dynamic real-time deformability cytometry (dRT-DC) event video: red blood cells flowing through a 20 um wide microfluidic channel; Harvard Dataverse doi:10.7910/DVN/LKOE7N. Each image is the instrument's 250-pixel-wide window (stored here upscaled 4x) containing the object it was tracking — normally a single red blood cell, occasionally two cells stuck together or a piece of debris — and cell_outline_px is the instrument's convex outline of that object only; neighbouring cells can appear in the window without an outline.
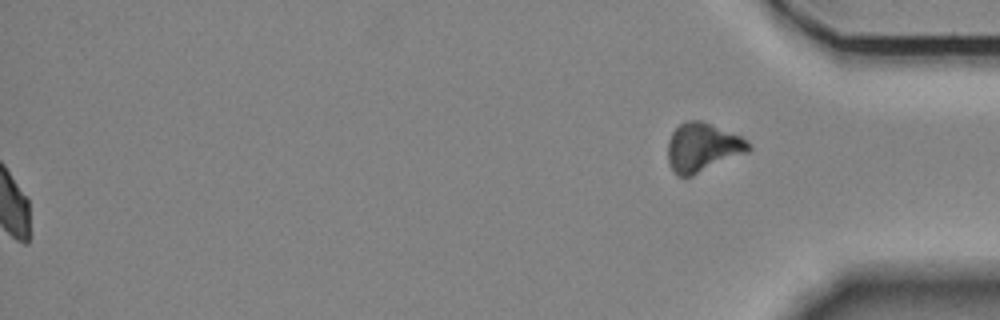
{"species": "Egyptian fruit bat (a non-hibernating species)", "species_latin": "Rousettus aegyptiacus", "temperature_condition": "room temperature", "stored_images_in_passage": 58, "segment_of_instrument_passage": [2, 2], "camera_frame_rate_fps": 3000, "um_per_image_px": 0.085, "animal": {"sex": "female"}, "frame": {"image": 1, "passage_image": 58, "time_ms": 19.0, "image_size_px": [1000, 320], "cell_outline_px": [[752, 148], [748, 152], [692, 176], [676, 176], [668, 160], [668, 140], [672, 132], [680, 124], [688, 120], [700, 120], [740, 136], [748, 140], [752, 144]], "centroid_in_image_um": [59.73, 12.53], "position_along_channel_um": 375.5, "area_um2": 22.89}}